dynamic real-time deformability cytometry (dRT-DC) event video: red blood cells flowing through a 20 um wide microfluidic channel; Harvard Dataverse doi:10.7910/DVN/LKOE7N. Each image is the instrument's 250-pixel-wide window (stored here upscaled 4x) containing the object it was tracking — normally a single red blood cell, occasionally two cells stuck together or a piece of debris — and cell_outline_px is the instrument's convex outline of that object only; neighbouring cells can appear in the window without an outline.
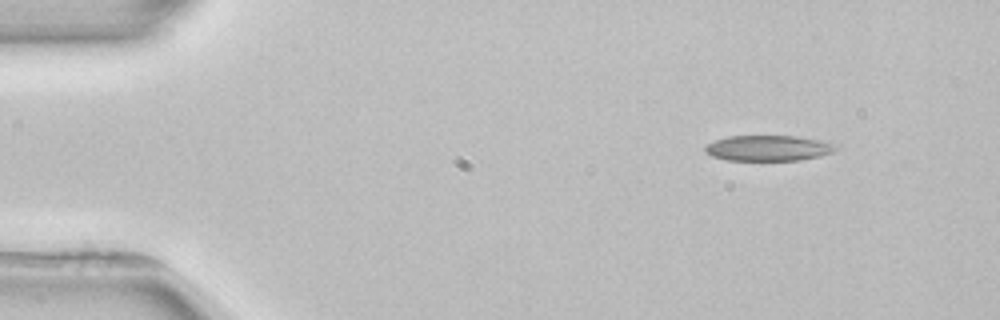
{"species": "common noctule bat (a hibernating species)", "species_latin": "Nyctalus noctula", "temperature_condition": "room temperature", "stored_images_in_passage": 2, "camera_frame_rate_fps": 3000, "um_per_image_px": 0.085, "animal": {"sex": "female", "body_mass_g": 22.7, "forearm_length_mm": 54.2}, "frame": {"image": 1, "passage_image": 1, "time_ms": 0.0, "image_size_px": [1000, 320], "cell_outline_px": [[840, 148], [832, 152], [820, 156], [800, 160], [724, 160], [712, 156], [704, 152], [704, 148], [708, 144], [716, 140], [728, 136], [796, 136], [820, 140], [836, 144]], "centroid_in_image_um": [65.32, 12.59], "position_along_channel_um": 19.7, "area_um2": 19.54}}